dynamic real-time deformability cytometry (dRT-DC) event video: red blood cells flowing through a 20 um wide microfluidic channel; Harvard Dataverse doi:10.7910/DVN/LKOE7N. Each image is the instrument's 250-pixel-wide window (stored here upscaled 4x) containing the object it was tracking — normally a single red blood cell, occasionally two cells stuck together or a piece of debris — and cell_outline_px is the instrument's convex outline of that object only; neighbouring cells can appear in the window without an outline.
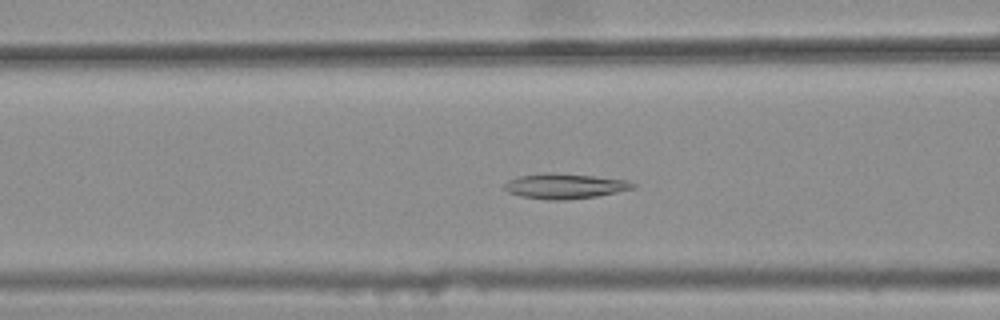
{"species": "common noctule bat (a hibernating species)", "species_latin": "Nyctalus noctula", "temperature_condition": "warm", "stored_images_in_passage": 44, "camera_frame_rate_fps": 3000, "um_per_image_px": 0.085, "animal": {"sex": "female", "body_mass_g": 25.1}, "frame": {"image": 1, "passage_image": 20, "time_ms": 6.333, "image_size_px": [1000, 320], "cell_outline_px": [[636, 188], [596, 196], [564, 200], [548, 200], [520, 196], [508, 192], [504, 188], [504, 184], [508, 180], [520, 176], [552, 172], [592, 176], [628, 180], [636, 184]], "centroid_in_image_um": [48.01, 15.82], "position_along_channel_um": 118.6, "area_um2": 18.73}}
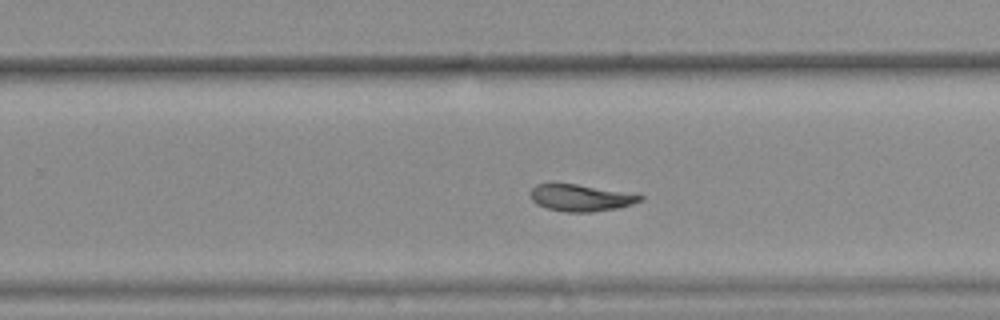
{"frame": {"image": 2, "passage_image": 33, "time_ms": 10.667, "image_size_px": [1000, 320], "cell_outline_px": [[644, 200], [632, 204], [616, 208], [592, 212], [564, 212], [548, 208], [536, 204], [532, 200], [528, 192], [536, 184], [576, 184], [644, 196]], "centroid_in_image_um": [49.31, 16.82], "position_along_channel_um": 280.5, "area_um2": 16.88}}
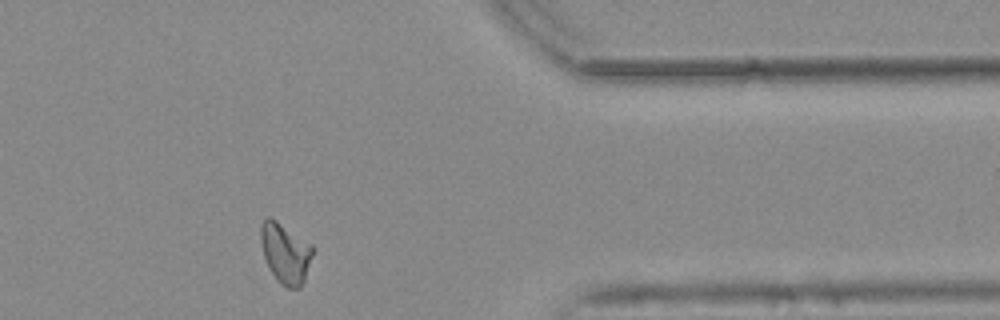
{"frame": {"image": 3, "passage_image": 43, "time_ms": 14.0, "image_size_px": [1000, 320], "cell_outline_px": [[316, 248], [304, 280], [300, 288], [288, 288], [280, 284], [276, 280], [268, 268], [264, 256], [260, 240], [260, 224], [268, 216], [276, 220], [312, 244]], "centroid_in_image_um": [24.27, 21.52], "position_along_channel_um": 387.1, "area_um2": 18.55}, "authors_computed_cell_mechanics": {"area_um2": 18.3515, "velocity_mm_per_s": 3.7441, "shape_relaxation_time_tau1_ms": null, "shape_relaxation_time_tau2_ms": 4.0415, "deformation_change_tau1": null, "deformation_change_tau2": 0.0989}}